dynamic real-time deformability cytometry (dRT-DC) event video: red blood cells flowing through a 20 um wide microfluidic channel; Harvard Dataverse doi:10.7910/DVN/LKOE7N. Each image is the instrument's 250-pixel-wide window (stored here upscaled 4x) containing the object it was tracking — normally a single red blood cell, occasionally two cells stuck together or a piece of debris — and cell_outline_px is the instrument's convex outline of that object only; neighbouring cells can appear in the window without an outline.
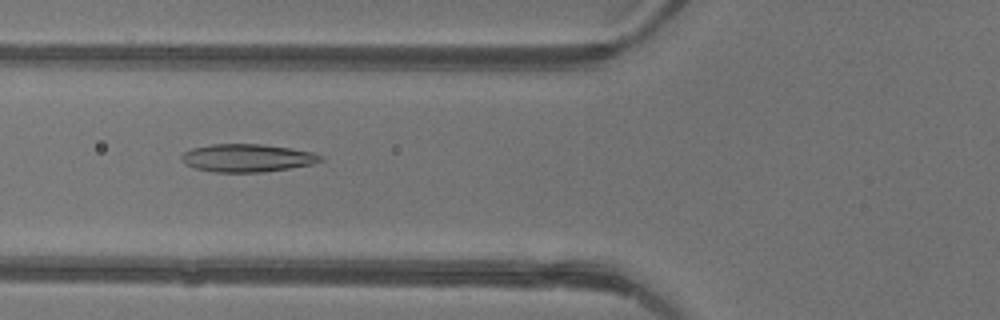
{"species": "common noctule bat (a hibernating species)", "species_latin": "Nyctalus noctula", "temperature_condition": "warm", "stored_images_in_passage": 47, "camera_frame_rate_fps": 3000, "um_per_image_px": 0.085, "animal": {"sex": "female"}, "frame": {"image": 1, "passage_image": 19, "time_ms": 6.0, "image_size_px": [1000, 320], "cell_outline_px": [[324, 160], [312, 164], [288, 168], [260, 172], [216, 172], [196, 168], [188, 164], [180, 156], [184, 152], [192, 148], [212, 144], [260, 144], [292, 148], [312, 152], [324, 156]], "centroid_in_image_um": [21.06, 13.41], "position_along_channel_um": 104.7, "area_um2": 22.37}}
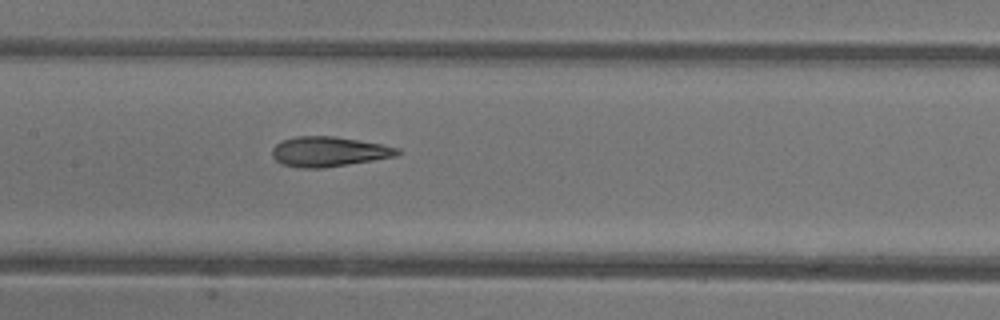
{"frame": {"image": 2, "passage_image": 24, "time_ms": 7.667, "image_size_px": [1000, 320], "cell_outline_px": [[400, 152], [396, 156], [348, 164], [320, 168], [300, 168], [280, 164], [272, 156], [272, 148], [280, 140], [296, 136], [336, 136], [380, 144], [400, 148]], "centroid_in_image_um": [27.89, 12.88], "position_along_channel_um": 179.5, "area_um2": 21.85}}
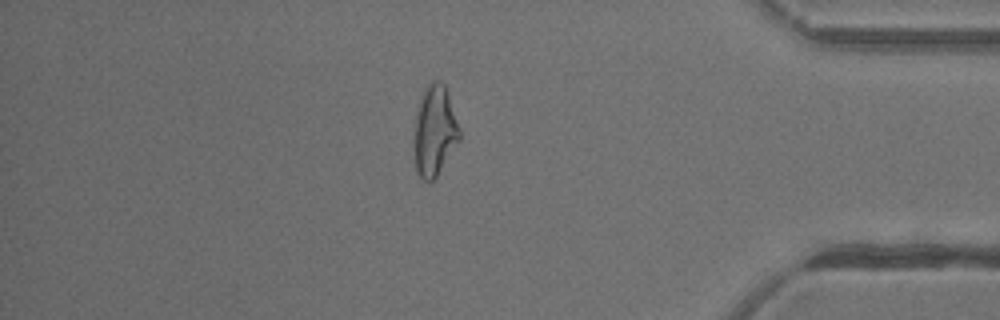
{"frame": {"image": 3, "passage_image": 41, "time_ms": 13.333, "image_size_px": [1000, 320], "cell_outline_px": [[460, 140], [436, 176], [432, 180], [424, 180], [416, 172], [412, 144], [416, 116], [420, 100], [428, 84], [432, 80], [440, 80], [444, 84], [448, 92], [460, 132]], "centroid_in_image_um": [36.92, 11.13], "position_along_channel_um": 398.3, "area_um2": 23.87}, "authors_computed_cell_mechanics": {"area_um2": 23.2934, "velocity_mm_per_s": 4.4422, "shape_relaxation_time_tau1_ms": null, "shape_relaxation_time_tau2_ms": 1.6453, "deformation_change_tau1": null, "deformation_change_tau2": 0.1169}}